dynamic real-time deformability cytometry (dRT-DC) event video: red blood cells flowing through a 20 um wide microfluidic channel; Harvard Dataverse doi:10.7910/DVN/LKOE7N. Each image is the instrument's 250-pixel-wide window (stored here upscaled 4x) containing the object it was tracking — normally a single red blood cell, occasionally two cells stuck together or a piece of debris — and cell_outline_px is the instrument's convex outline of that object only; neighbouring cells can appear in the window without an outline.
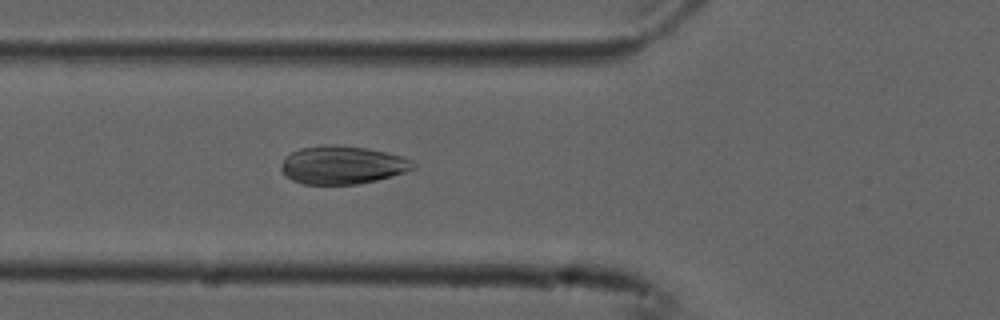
{"species": "common noctule bat (a hibernating species)", "species_latin": "Nyctalus noctula", "temperature_condition": "cold", "stored_images_in_passage": 53, "camera_frame_rate_fps": 3000, "um_per_image_px": 0.085, "animal": {"sex": "male", "forearm_length_mm": 52.5}, "frame": {"image": 1, "passage_image": 19, "time_ms": 6.0, "image_size_px": [1000, 320], "cell_outline_px": [[416, 168], [392, 176], [376, 180], [356, 184], [304, 184], [292, 180], [284, 176], [280, 168], [284, 160], [292, 152], [300, 148], [324, 144], [332, 144], [368, 148], [400, 156], [412, 160], [416, 164]], "centroid_in_image_um": [29.1, 14.02], "position_along_channel_um": 96.7, "area_um2": 29.3}}
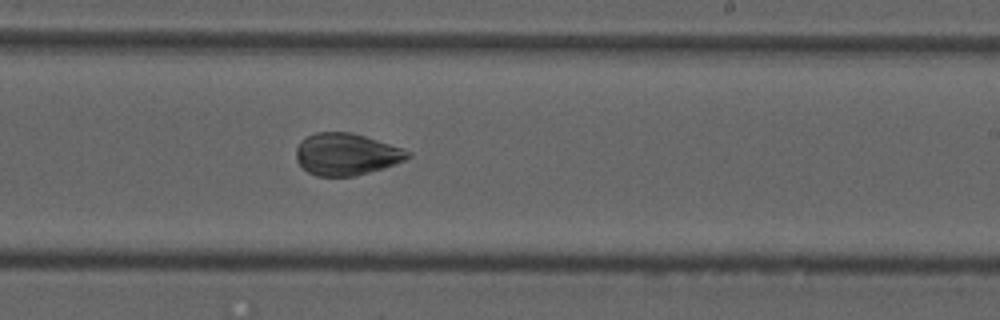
{"frame": {"image": 2, "passage_image": 32, "time_ms": 10.333, "image_size_px": [1000, 320], "cell_outline_px": [[412, 156], [404, 160], [384, 168], [352, 176], [316, 176], [308, 172], [296, 160], [296, 148], [300, 140], [316, 132], [352, 132], [404, 148], [412, 152]], "centroid_in_image_um": [29.45, 13.1], "position_along_channel_um": 259.6, "area_um2": 27.34}}
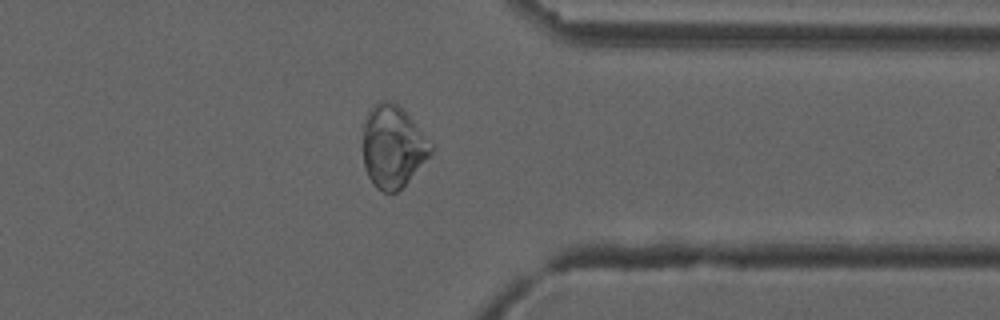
{"frame": {"image": 3, "passage_image": 42, "time_ms": 13.667, "image_size_px": [1000, 320], "cell_outline_px": [[432, 152], [408, 180], [396, 192], [384, 192], [376, 188], [372, 184], [364, 168], [364, 124], [368, 112], [380, 100], [392, 100], [400, 104], [432, 144]], "centroid_in_image_um": [33.38, 12.43], "position_along_channel_um": 378.0, "area_um2": 32.25}}